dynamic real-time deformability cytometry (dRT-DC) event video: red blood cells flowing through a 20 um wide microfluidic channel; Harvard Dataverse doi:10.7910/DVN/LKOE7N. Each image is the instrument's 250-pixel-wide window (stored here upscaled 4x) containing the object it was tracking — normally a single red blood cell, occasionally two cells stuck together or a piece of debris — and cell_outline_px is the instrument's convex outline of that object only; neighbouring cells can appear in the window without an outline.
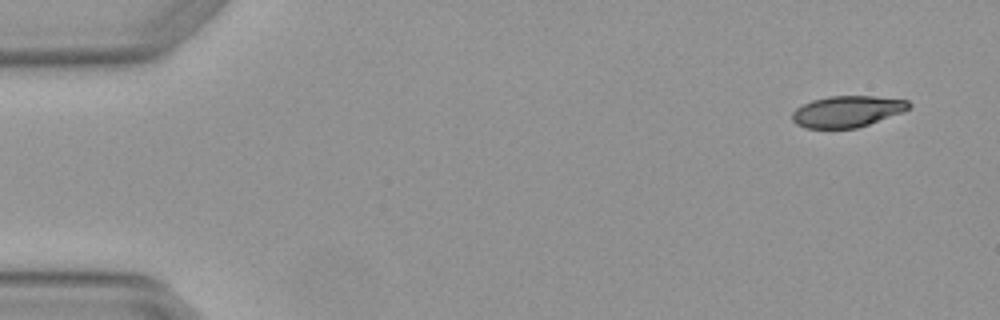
{"species": "Egyptian fruit bat (a non-hibernating species)", "species_latin": "Rousettus aegyptiacus", "temperature_condition": "warm", "stored_images_in_passage": 4, "camera_frame_rate_fps": 3000, "um_per_image_px": 0.085, "animal": {"sex": "female"}, "frame": {"image": 1, "passage_image": 1, "time_ms": 0.0, "image_size_px": [1000, 320], "cell_outline_px": [[912, 104], [904, 112], [856, 128], [804, 128], [796, 124], [792, 120], [792, 112], [796, 108], [812, 100], [828, 96], [876, 96], [908, 100]], "centroid_in_image_um": [72.01, 9.47], "position_along_channel_um": 13.0, "area_um2": 21.33}}
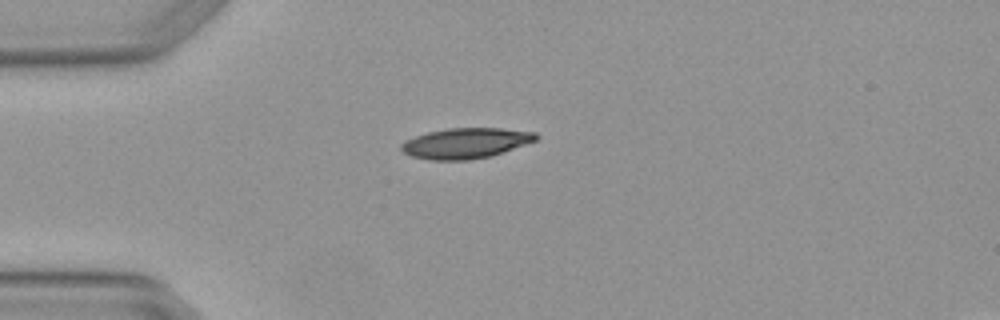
{"frame": {"image": 2, "passage_image": 4, "time_ms": 1.0, "image_size_px": [1000, 320], "cell_outline_px": [[540, 136], [536, 140], [488, 156], [468, 160], [428, 160], [412, 156], [404, 152], [400, 148], [400, 144], [404, 140], [428, 132], [448, 128], [500, 128], [536, 132]], "centroid_in_image_um": [39.54, 12.16], "position_along_channel_um": 45.5, "area_um2": 23.64}}